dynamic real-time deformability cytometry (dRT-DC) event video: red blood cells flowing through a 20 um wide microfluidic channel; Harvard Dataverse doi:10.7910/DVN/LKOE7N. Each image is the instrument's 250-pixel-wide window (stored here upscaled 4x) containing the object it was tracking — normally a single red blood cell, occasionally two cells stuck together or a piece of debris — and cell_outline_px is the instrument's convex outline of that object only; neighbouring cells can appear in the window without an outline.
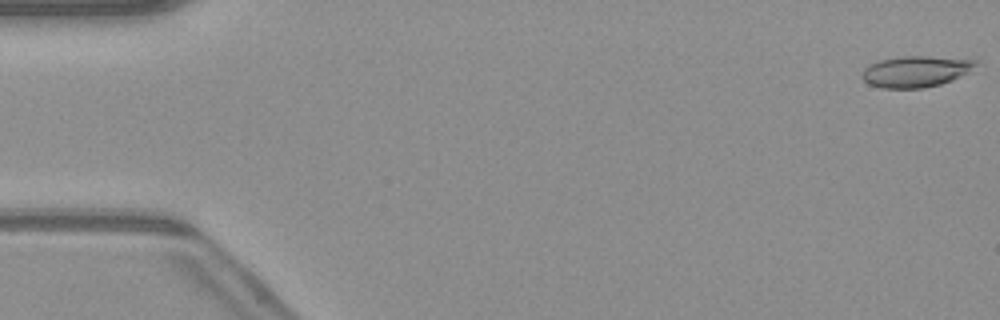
{"species": "common noctule bat (a hibernating species)", "species_latin": "Nyctalus noctula", "temperature_condition": "warm", "stored_images_in_passage": 51, "camera_frame_rate_fps": 3000, "um_per_image_px": 0.085, "animal": {"sex": "male", "body_mass_g": 23.1, "forearm_length_mm": 52.7}, "frame": {"image": 1, "passage_image": 1, "time_ms": 0.0, "image_size_px": [1000, 320], "cell_outline_px": [[976, 64], [968, 72], [952, 80], [940, 84], [924, 88], [884, 88], [868, 84], [860, 76], [864, 68], [868, 64], [880, 60], [904, 56], [928, 56], [976, 60]], "centroid_in_image_um": [77.78, 6.08], "position_along_channel_um": 7.2, "area_um2": 20.52}}
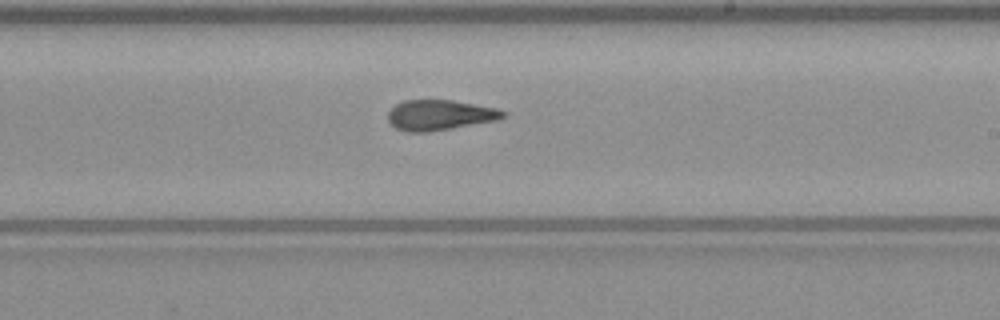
{"frame": {"image": 2, "passage_image": 30, "time_ms": 9.667, "image_size_px": [1000, 320], "cell_outline_px": [[508, 116], [500, 120], [428, 132], [408, 132], [396, 128], [388, 120], [388, 112], [396, 104], [404, 100], [452, 100], [496, 108], [508, 112]], "centroid_in_image_um": [37.43, 9.78], "position_along_channel_um": 251.6, "area_um2": 20.46}}
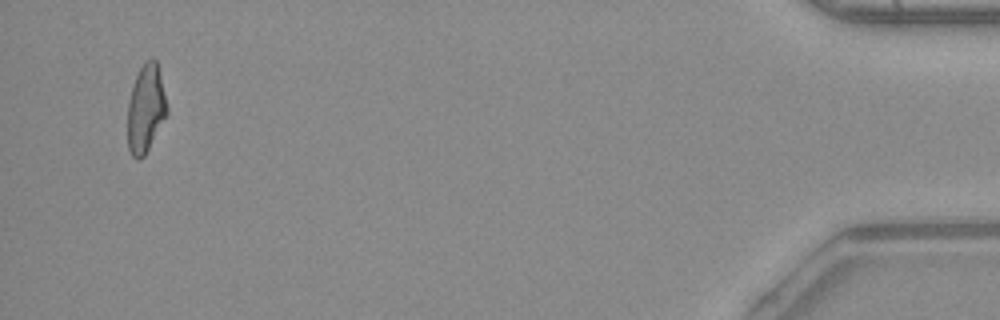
{"frame": {"image": 3, "passage_image": 49, "time_ms": 16.0, "image_size_px": [1000, 320], "cell_outline_px": [[168, 112], [144, 156], [140, 160], [136, 160], [132, 156], [128, 148], [128, 100], [136, 76], [144, 60], [152, 56], [156, 60], [168, 108]], "centroid_in_image_um": [12.38, 9.22], "position_along_channel_um": 422.8, "area_um2": 20.06}, "authors_computed_cell_mechanics": {"area_um2": 20.6924, "velocity_mm_per_s": 4.1155, "shape_relaxation_time_tau1_ms": null, "shape_relaxation_time_tau2_ms": 2.7015, "deformation_change_tau1": null, "deformation_change_tau2": 0.112}}